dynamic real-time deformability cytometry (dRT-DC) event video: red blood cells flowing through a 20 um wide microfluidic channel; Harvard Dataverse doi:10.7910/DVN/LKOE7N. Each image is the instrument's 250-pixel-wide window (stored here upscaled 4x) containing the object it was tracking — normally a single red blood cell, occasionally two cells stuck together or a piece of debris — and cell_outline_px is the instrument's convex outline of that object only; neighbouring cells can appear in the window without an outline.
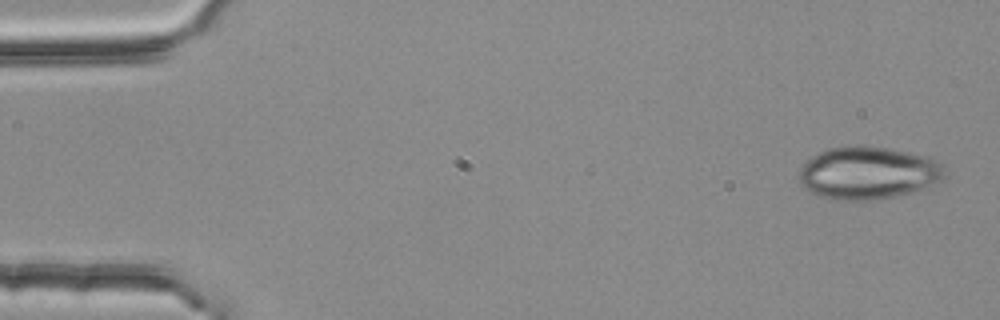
{"species": "common noctule bat (a hibernating species)", "species_latin": "Nyctalus noctula", "temperature_condition": "room temperature", "stored_images_in_passage": 4, "camera_frame_rate_fps": 3000, "um_per_image_px": 0.085, "animal": {"sex": "female", "body_mass_g": 25.1}, "frame": {"image": 1, "passage_image": 1, "time_ms": 0.0, "image_size_px": [1000, 320], "cell_outline_px": [[948, 176], [940, 180], [912, 192], [896, 196], [872, 200], [832, 200], [820, 196], [804, 188], [800, 184], [800, 168], [812, 156], [828, 148], [856, 144], [888, 148], [908, 152], [924, 156], [936, 160], [944, 164]], "centroid_in_image_um": [73.79, 14.69], "position_along_channel_um": 11.2, "area_um2": 44.85}}